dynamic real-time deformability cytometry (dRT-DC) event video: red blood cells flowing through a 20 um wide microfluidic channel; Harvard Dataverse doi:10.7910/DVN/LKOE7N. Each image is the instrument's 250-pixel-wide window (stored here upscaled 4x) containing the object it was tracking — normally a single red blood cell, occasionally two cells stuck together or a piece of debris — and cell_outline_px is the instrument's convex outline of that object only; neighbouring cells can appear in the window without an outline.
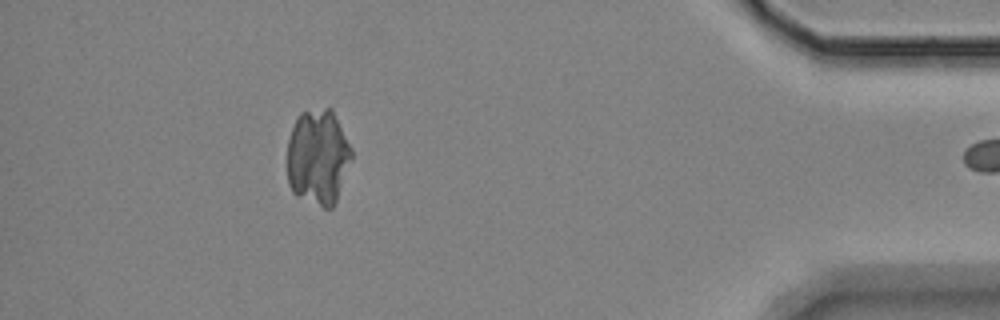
{"species": "Egyptian fruit bat (a non-hibernating species)", "species_latin": "Rousettus aegyptiacus", "temperature_condition": "room temperature", "stored_images_in_passage": 42, "camera_frame_rate_fps": 3000, "um_per_image_px": 0.085, "animal": {"sex": "female"}, "frame": {"image": 1, "passage_image": 41, "time_ms": 13.333, "image_size_px": [1000, 320], "cell_outline_px": [[352, 160], [336, 200], [332, 208], [324, 208], [296, 196], [292, 192], [288, 184], [288, 140], [292, 128], [300, 112], [324, 108], [332, 108], [352, 148]], "centroid_in_image_um": [27.04, 13.36], "position_along_channel_um": 408.2, "area_um2": 36.01}}